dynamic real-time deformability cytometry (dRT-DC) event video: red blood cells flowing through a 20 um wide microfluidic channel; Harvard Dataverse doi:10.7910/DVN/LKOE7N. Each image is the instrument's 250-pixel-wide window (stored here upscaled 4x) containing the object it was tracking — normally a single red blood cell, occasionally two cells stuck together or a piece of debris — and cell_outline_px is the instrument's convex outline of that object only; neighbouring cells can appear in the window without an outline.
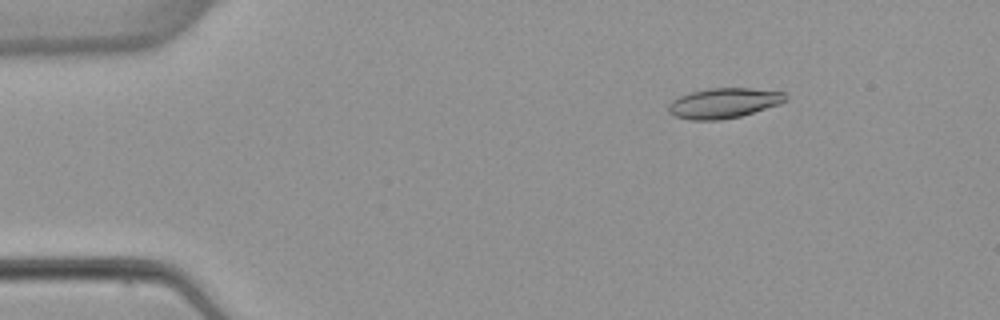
{"species": "common noctule bat (a hibernating species)", "species_latin": "Nyctalus noctula", "temperature_condition": "warm", "stored_images_in_passage": 4, "camera_frame_rate_fps": 3000, "um_per_image_px": 0.085, "animal": {"sex": "female", "body_mass_g": 22.7, "forearm_length_mm": 54.2}, "frame": {"image": 1, "passage_image": 1, "time_ms": 0.0, "image_size_px": [1000, 320], "cell_outline_px": [[788, 100], [780, 104], [740, 116], [720, 120], [692, 120], [676, 116], [668, 112], [668, 104], [672, 100], [680, 96], [692, 92], [708, 88], [752, 88], [784, 92]], "centroid_in_image_um": [61.53, 8.76], "position_along_channel_um": 23.5, "area_um2": 20.52}}
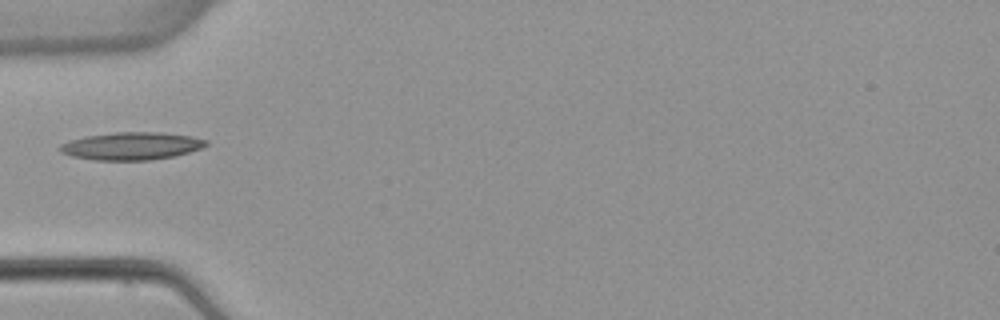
{"frame": {"image": 2, "passage_image": 4, "time_ms": 3.333, "image_size_px": [1000, 320], "cell_outline_px": [[208, 144], [200, 148], [188, 152], [172, 156], [148, 160], [96, 160], [72, 156], [60, 152], [60, 144], [84, 136], [116, 132], [160, 132], [192, 136], [208, 140]], "centroid_in_image_um": [11.18, 12.4], "position_along_channel_um": 73.8, "area_um2": 23.35}}